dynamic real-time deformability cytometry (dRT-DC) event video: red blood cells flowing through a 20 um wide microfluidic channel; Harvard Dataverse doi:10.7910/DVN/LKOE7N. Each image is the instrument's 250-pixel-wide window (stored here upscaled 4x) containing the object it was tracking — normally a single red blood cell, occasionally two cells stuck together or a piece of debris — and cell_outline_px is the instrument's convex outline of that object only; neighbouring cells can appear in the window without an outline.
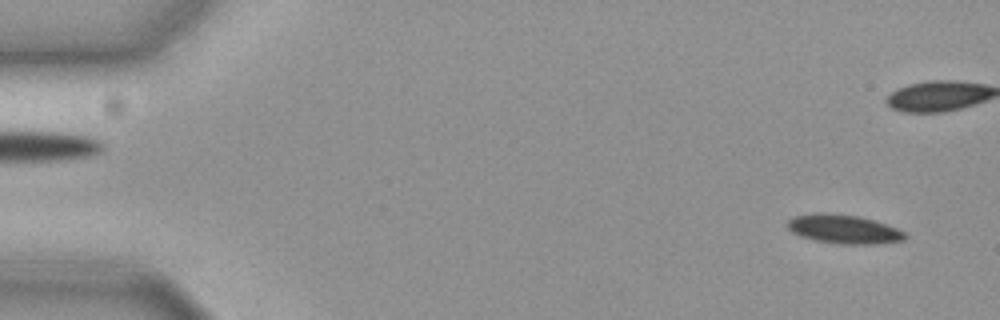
{"species": "common noctule bat (a hibernating species)", "species_latin": "Nyctalus noctula", "temperature_condition": "cold", "stored_images_in_passage": 58, "camera_frame_rate_fps": 3000, "um_per_image_px": 0.085, "animal": {"sex": "female", "body_mass_g": 19.3, "forearm_length_mm": 54.1}, "frame": {"image": 1, "passage_image": 3, "time_ms": 0.667, "image_size_px": [1000, 320], "cell_outline_px": [[908, 236], [904, 240], [872, 244], [844, 244], [816, 240], [800, 236], [792, 232], [788, 228], [788, 220], [796, 216], [812, 212], [828, 212], [860, 216], [896, 228], [904, 232]], "centroid_in_image_um": [71.7, 19.46], "position_along_channel_um": 13.3, "area_um2": 19.71}}
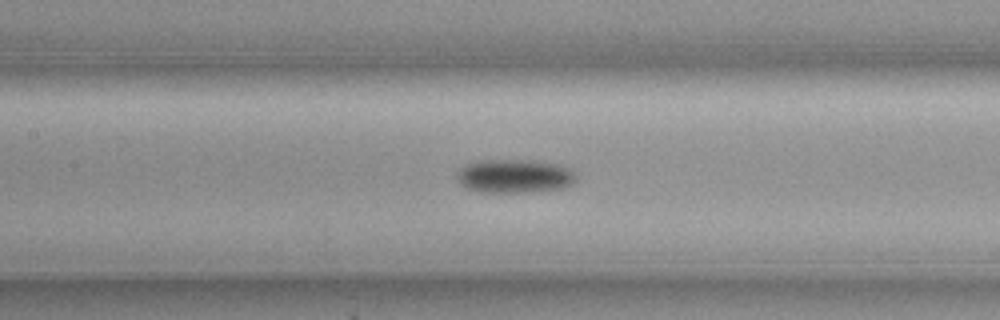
{"frame": {"image": 2, "passage_image": 26, "time_ms": 8.333, "image_size_px": [1000, 320], "cell_outline_px": [[576, 180], [572, 184], [564, 188], [528, 192], [480, 192], [468, 188], [460, 184], [456, 180], [456, 172], [460, 168], [468, 164], [480, 160], [536, 160], [560, 164], [572, 168], [576, 172]], "centroid_in_image_um": [43.77, 14.96], "position_along_channel_um": 163.6, "area_um2": 23.81}}
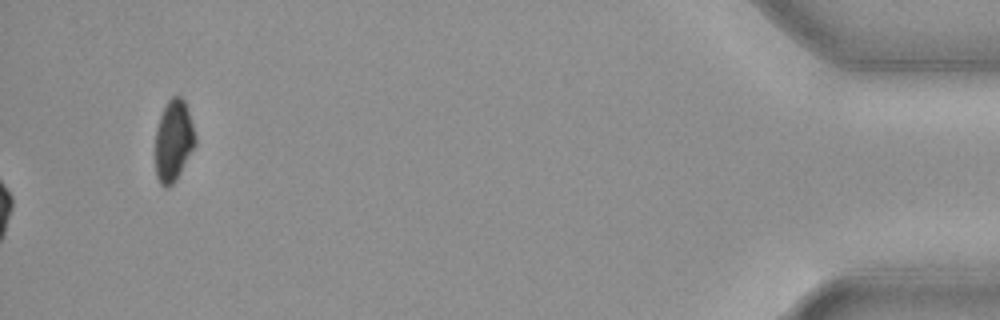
{"frame": {"image": 3, "passage_image": 58, "time_ms": 19.0, "image_size_px": [1000, 320], "cell_outline_px": [[196, 144], [176, 180], [168, 188], [164, 188], [160, 184], [156, 176], [156, 128], [160, 116], [168, 100], [172, 96], [180, 96], [184, 100], [196, 136]], "centroid_in_image_um": [14.74, 11.98], "position_along_channel_um": 420.5, "area_um2": 18.84}, "authors_computed_cell_mechanics": {"area_um2": 20.6635, "velocity_mm_per_s": 3.633, "shape_relaxation_time_tau1_ms": 3.2444, "shape_relaxation_time_tau2_ms": null, "deformation_change_tau1": 0.0804, "deformation_change_tau2": null}}